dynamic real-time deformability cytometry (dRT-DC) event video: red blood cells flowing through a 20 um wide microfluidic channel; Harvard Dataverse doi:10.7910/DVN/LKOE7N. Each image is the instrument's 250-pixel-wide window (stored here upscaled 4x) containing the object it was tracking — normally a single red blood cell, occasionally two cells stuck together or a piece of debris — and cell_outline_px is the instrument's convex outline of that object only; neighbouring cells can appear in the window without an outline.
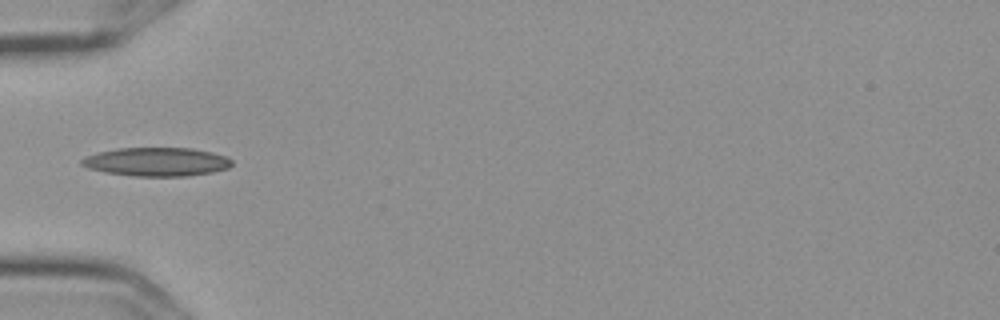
{"species": "Egyptian fruit bat (a non-hibernating species)", "species_latin": "Rousettus aegyptiacus", "temperature_condition": "cold", "stored_images_in_passage": 5, "camera_frame_rate_fps": 3000, "um_per_image_px": 0.085, "frame": {"image": 1, "passage_image": 5, "time_ms": 1.333, "image_size_px": [1000, 320], "cell_outline_px": [[232, 164], [228, 168], [212, 172], [188, 176], [136, 176], [104, 172], [88, 168], [80, 164], [80, 160], [88, 156], [100, 152], [116, 148], [192, 148], [212, 152], [224, 156], [232, 160]], "centroid_in_image_um": [13.32, 13.75], "position_along_channel_um": 71.7, "area_um2": 24.97}}